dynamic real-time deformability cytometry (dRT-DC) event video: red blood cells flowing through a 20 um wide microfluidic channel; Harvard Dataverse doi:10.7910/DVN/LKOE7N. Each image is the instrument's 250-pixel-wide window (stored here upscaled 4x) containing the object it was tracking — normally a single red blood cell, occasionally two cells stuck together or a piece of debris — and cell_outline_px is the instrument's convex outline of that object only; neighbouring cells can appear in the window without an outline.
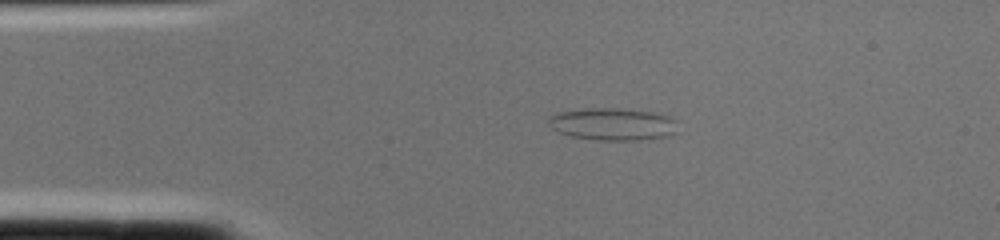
{"species": "common noctule bat (a hibernating species)", "species_latin": "Nyctalus noctula", "temperature_condition": "cold", "stored_images_in_passage": 1, "camera_frame_rate_fps": 3000, "um_per_image_px": 0.085, "animal": {"sex": "female", "body_mass_g": 22.0, "forearm_length_mm": 56.7}, "frame": {"image": 1, "passage_image": 1, "time_ms": 0.0, "image_size_px": [1000, 240], "cell_outline_px": [[676, 132], [668, 136], [640, 140], [596, 140], [572, 136], [560, 132], [552, 128], [548, 124], [548, 116], [560, 112], [584, 108], [620, 108], [652, 112], [668, 116], [672, 120]], "centroid_in_image_um": [52.03, 10.55], "position_along_channel_um": 33.0, "area_um2": 24.16}}